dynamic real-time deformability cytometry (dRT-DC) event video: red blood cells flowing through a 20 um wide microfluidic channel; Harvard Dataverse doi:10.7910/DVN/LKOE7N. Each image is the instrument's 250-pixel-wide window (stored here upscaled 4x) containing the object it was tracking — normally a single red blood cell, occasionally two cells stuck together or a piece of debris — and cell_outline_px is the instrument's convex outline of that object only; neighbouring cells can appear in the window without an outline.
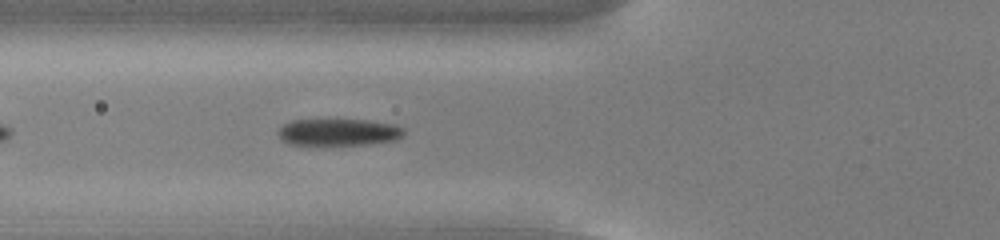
{"species": "common noctule bat (a hibernating species)", "species_latin": "Nyctalus noctula", "temperature_condition": "cold", "stored_images_in_passage": 39, "camera_frame_rate_fps": 3000, "um_per_image_px": 0.085, "animal": {"sex": "male", "body_mass_g": 13.0, "forearm_length_mm": 53.1}, "frame": {"image": 1, "passage_image": 7, "time_ms": 2.0, "image_size_px": [1000, 240], "cell_outline_px": [[404, 136], [396, 140], [368, 144], [288, 144], [280, 140], [276, 132], [284, 124], [292, 120], [368, 120], [396, 124], [404, 128]], "centroid_in_image_um": [28.79, 11.23], "position_along_channel_um": 97.0, "area_um2": 19.77}}
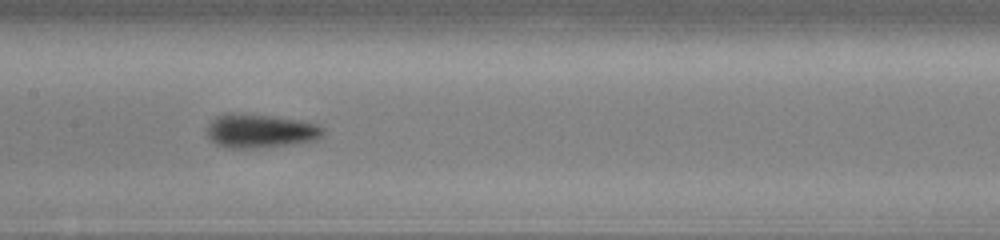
{"frame": {"image": 2, "passage_image": 14, "time_ms": 4.333, "image_size_px": [1000, 240], "cell_outline_px": [[324, 132], [320, 136], [312, 140], [284, 144], [252, 148], [228, 148], [216, 144], [204, 132], [208, 124], [216, 116], [224, 112], [236, 112], [272, 116], [300, 120], [316, 124], [324, 128]], "centroid_in_image_um": [22.02, 11.09], "position_along_channel_um": 185.4, "area_um2": 22.77}}
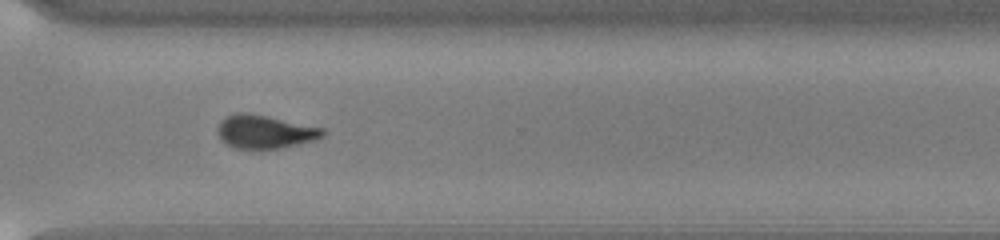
{"frame": {"image": 3, "passage_image": 27, "time_ms": 8.667, "image_size_px": [1000, 240], "cell_outline_px": [[328, 132], [324, 136], [316, 140], [280, 148], [236, 148], [220, 140], [216, 132], [216, 128], [220, 120], [236, 112], [248, 112], [268, 116], [324, 128]], "centroid_in_image_um": [22.51, 11.18], "position_along_channel_um": 348.1, "area_um2": 20.63}, "authors_computed_cell_mechanics": {"area_um2": 20.6924, "velocity_mm_per_s": 3.7689, "shape_relaxation_time_tau1_ms": 1.6422, "shape_relaxation_time_tau2_ms": 1.9748, "deformation_change_tau1": 0.1257, "deformation_change_tau2": 0.0847}}